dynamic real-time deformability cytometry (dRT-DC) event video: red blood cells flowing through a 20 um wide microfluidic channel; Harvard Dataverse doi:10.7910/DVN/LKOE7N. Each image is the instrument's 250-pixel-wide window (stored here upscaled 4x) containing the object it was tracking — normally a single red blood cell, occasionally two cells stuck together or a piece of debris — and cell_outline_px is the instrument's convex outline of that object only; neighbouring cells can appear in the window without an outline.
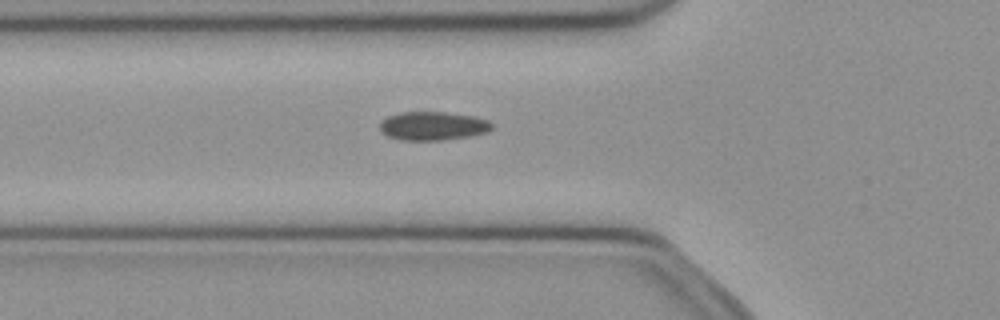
{"species": "common noctule bat (a hibernating species)", "species_latin": "Nyctalus noctula", "temperature_condition": "cold", "stored_images_in_passage": 50, "camera_frame_rate_fps": 3000, "um_per_image_px": 0.085, "animal": {"sex": "female", "body_mass_g": 21.9}, "frame": {"image": 1, "passage_image": 17, "time_ms": 5.333, "image_size_px": [1000, 320], "cell_outline_px": [[492, 128], [488, 132], [468, 136], [444, 140], [400, 140], [388, 136], [380, 132], [380, 120], [388, 116], [400, 112], [444, 112], [476, 116], [488, 120], [492, 124]], "centroid_in_image_um": [36.77, 10.7], "position_along_channel_um": 89.0, "area_um2": 18.84}}
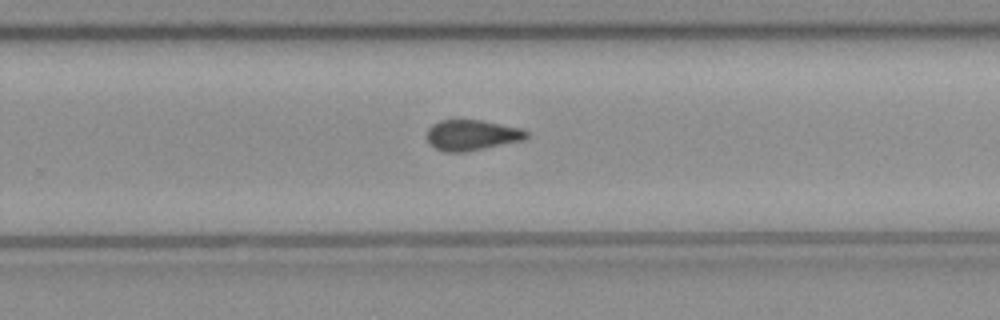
{"frame": {"image": 2, "passage_image": 32, "time_ms": 10.333, "image_size_px": [1000, 320], "cell_outline_px": [[528, 136], [524, 140], [464, 152], [444, 152], [436, 148], [424, 136], [428, 128], [432, 124], [440, 120], [480, 120], [524, 128], [528, 132]], "centroid_in_image_um": [40.11, 11.47], "position_along_channel_um": 289.7, "area_um2": 17.86}}
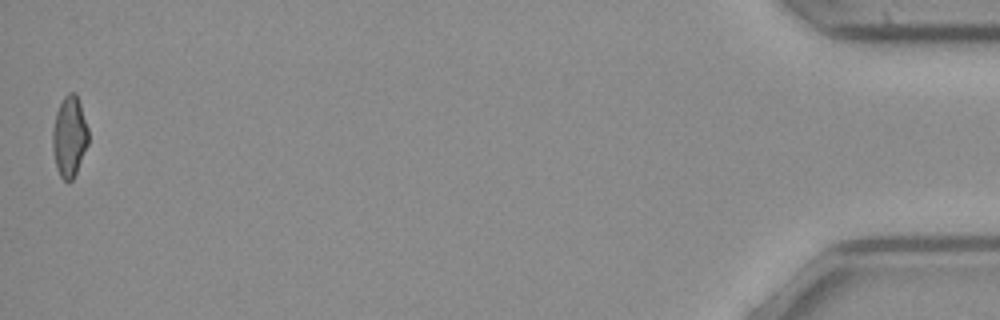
{"frame": {"image": 3, "passage_image": 50, "time_ms": 16.333, "image_size_px": [1000, 320], "cell_outline_px": [[88, 144], [76, 172], [72, 180], [64, 180], [60, 176], [56, 168], [52, 148], [52, 128], [56, 112], [64, 96], [68, 92], [76, 92], [88, 128]], "centroid_in_image_um": [5.88, 11.59], "position_along_channel_um": 429.3, "area_um2": 16.82}, "authors_computed_cell_mechanics": {"area_um2": 18.1781, "velocity_mm_per_s": 3.997, "shape_relaxation_time_tau1_ms": null, "shape_relaxation_time_tau2_ms": 3.3985, "deformation_change_tau1": null, "deformation_change_tau2": 0.0888}}